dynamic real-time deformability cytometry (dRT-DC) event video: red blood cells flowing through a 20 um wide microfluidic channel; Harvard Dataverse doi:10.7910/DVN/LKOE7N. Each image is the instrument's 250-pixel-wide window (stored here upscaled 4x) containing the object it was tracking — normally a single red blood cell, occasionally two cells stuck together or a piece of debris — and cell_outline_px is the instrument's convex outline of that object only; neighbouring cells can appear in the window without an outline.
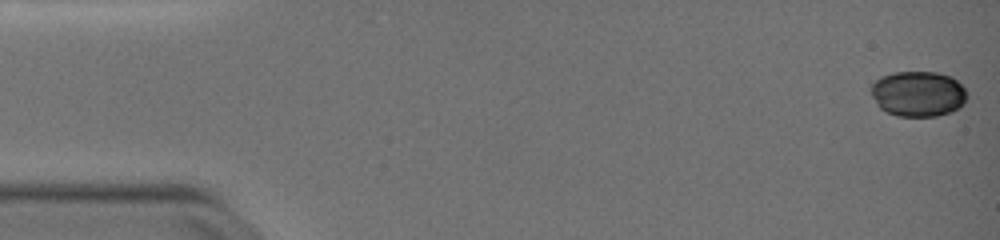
{"species": "common noctule bat (a hibernating species)", "species_latin": "Nyctalus noctula", "temperature_condition": "warm", "stored_images_in_passage": 49, "camera_frame_rate_fps": 3000, "um_per_image_px": 0.085, "animal": {"sex": "female", "body_mass_g": 19.0, "forearm_length_mm": 51.5}, "frame": {"image": 1, "passage_image": 1, "time_ms": 0.0, "image_size_px": [1000, 240], "cell_outline_px": [[968, 96], [964, 104], [960, 108], [952, 112], [936, 116], [896, 116], [880, 108], [876, 104], [872, 96], [872, 84], [880, 76], [892, 72], [936, 72], [952, 76], [968, 92]], "centroid_in_image_um": [78.07, 7.97], "position_along_channel_um": 6.9, "area_um2": 25.72}}
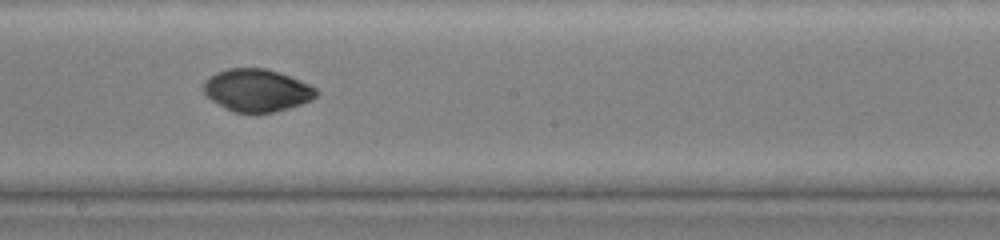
{"frame": {"image": 2, "passage_image": 30, "time_ms": 9.667, "image_size_px": [1000, 240], "cell_outline_px": [[316, 96], [312, 100], [288, 108], [272, 112], [236, 112], [212, 100], [204, 92], [204, 80], [208, 76], [216, 72], [228, 68], [268, 68], [292, 76], [316, 88]], "centroid_in_image_um": [21.84, 7.64], "position_along_channel_um": 226.4, "area_um2": 27.69}}
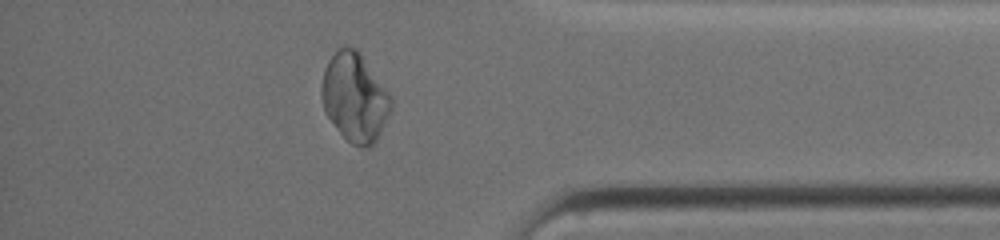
{"frame": {"image": 3, "passage_image": 45, "time_ms": 14.667, "image_size_px": [1000, 240], "cell_outline_px": [[392, 108], [376, 144], [368, 148], [364, 148], [352, 144], [340, 132], [324, 112], [320, 96], [320, 88], [324, 68], [328, 60], [336, 48], [356, 48], [360, 52], [388, 92], [392, 100]], "centroid_in_image_um": [30.14, 8.29], "position_along_channel_um": 405.1, "area_um2": 36.07}}